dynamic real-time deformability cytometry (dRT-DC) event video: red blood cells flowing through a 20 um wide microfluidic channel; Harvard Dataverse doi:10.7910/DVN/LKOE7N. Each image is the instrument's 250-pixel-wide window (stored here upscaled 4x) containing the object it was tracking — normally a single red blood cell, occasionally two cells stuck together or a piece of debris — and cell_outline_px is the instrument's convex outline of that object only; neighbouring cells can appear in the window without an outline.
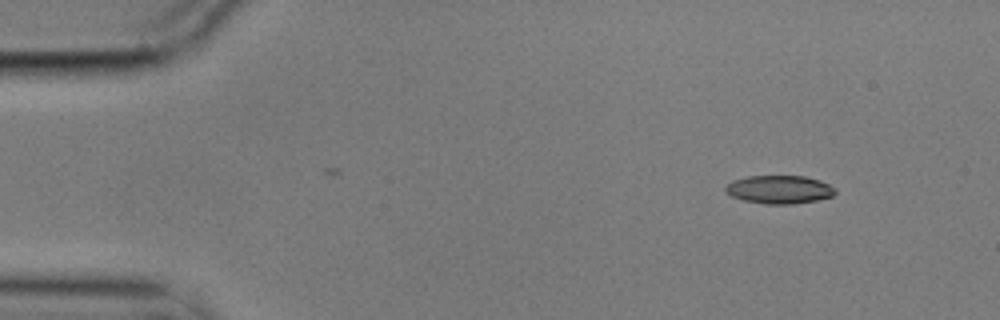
{"species": "common noctule bat (a hibernating species)", "species_latin": "Nyctalus noctula", "temperature_condition": "cold", "stored_images_in_passage": 5, "camera_frame_rate_fps": 3000, "um_per_image_px": 0.085, "animal": {"sex": "male", "body_mass_g": 17.9}, "frame": {"image": 1, "passage_image": 1, "time_ms": 0.0, "image_size_px": [1000, 320], "cell_outline_px": [[836, 192], [832, 196], [816, 200], [792, 204], [764, 204], [744, 200], [732, 196], [724, 192], [724, 188], [732, 180], [748, 176], [804, 176], [820, 180], [836, 188]], "centroid_in_image_um": [66.23, 16.1], "position_along_channel_um": 18.8, "area_um2": 18.09}}
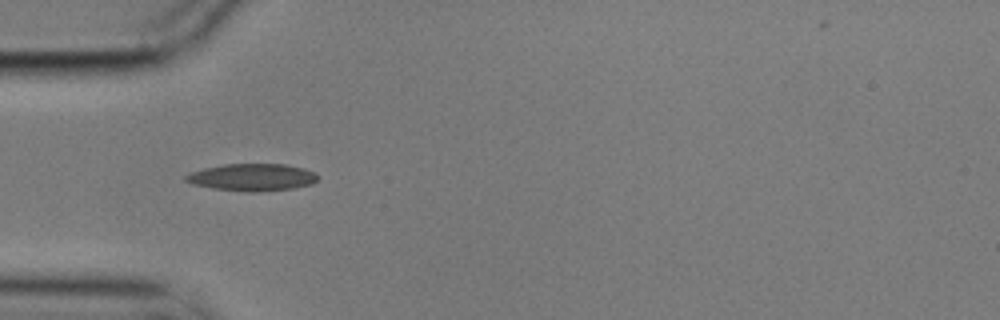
{"frame": {"image": 2, "passage_image": 4, "time_ms": 1.0, "image_size_px": [1000, 320], "cell_outline_px": [[320, 176], [312, 184], [292, 188], [256, 192], [248, 192], [212, 188], [192, 184], [184, 180], [184, 176], [192, 172], [204, 168], [224, 164], [284, 164], [304, 168], [316, 172]], "centroid_in_image_um": [21.45, 15.06], "position_along_channel_um": 63.6, "area_um2": 20.98}}
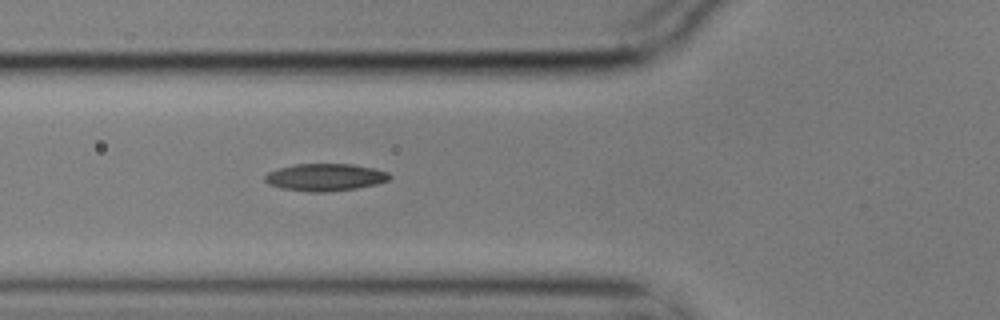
{"frame": {"image": 3, "passage_image": 5, "time_ms": 1.333, "image_size_px": [1000, 320], "cell_outline_px": [[392, 176], [388, 180], [376, 184], [356, 188], [328, 192], [308, 192], [280, 188], [268, 184], [264, 180], [264, 176], [268, 172], [280, 168], [296, 164], [352, 164], [372, 168], [388, 172]], "centroid_in_image_um": [27.62, 15.07], "position_along_channel_um": 98.2, "area_um2": 19.83}}